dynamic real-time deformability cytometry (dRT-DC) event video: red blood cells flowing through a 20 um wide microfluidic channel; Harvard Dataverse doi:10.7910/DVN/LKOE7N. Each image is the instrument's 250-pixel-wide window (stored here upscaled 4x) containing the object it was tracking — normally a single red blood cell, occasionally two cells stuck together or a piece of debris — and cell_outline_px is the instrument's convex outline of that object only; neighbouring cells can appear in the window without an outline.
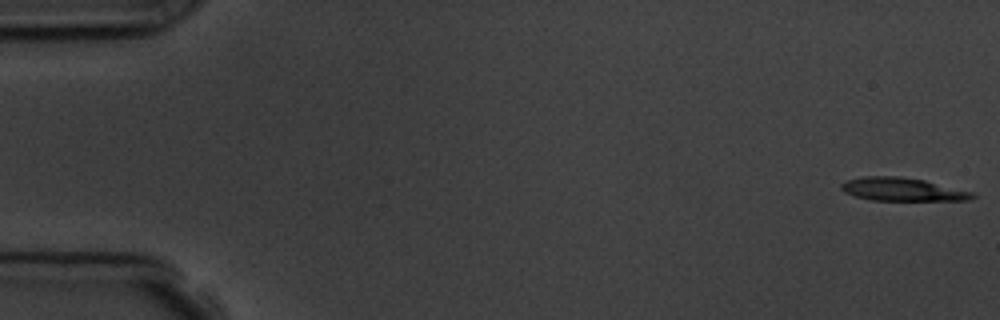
{"species": "common noctule bat (a hibernating species)", "species_latin": "Nyctalus noctula", "temperature_condition": "room temperature", "stored_images_in_passage": 5, "camera_frame_rate_fps": 3000, "um_per_image_px": 0.085, "animal": {"sex": "male", "body_mass_g": 19.5, "forearm_length_mm": 54.6}, "frame": {"image": 1, "passage_image": 1, "time_ms": 0.0, "image_size_px": [1000, 320], "cell_outline_px": [[976, 196], [968, 200], [872, 200], [856, 196], [844, 192], [840, 188], [840, 184], [848, 180], [864, 176], [900, 176], [924, 180], [976, 192]], "centroid_in_image_um": [76.74, 16.09], "position_along_channel_um": 8.3, "area_um2": 17.74}}
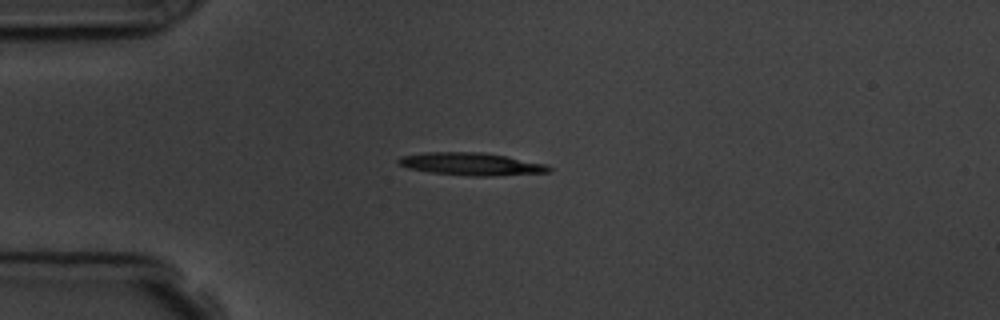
{"frame": {"image": 2, "passage_image": 5, "time_ms": 4.333, "image_size_px": [1000, 320], "cell_outline_px": [[552, 168], [548, 172], [492, 176], [468, 176], [432, 172], [408, 168], [400, 164], [396, 160], [400, 156], [428, 152], [480, 152], [504, 156], [548, 164]], "centroid_in_image_um": [40.06, 13.94], "position_along_channel_um": 44.9, "area_um2": 19.65}}